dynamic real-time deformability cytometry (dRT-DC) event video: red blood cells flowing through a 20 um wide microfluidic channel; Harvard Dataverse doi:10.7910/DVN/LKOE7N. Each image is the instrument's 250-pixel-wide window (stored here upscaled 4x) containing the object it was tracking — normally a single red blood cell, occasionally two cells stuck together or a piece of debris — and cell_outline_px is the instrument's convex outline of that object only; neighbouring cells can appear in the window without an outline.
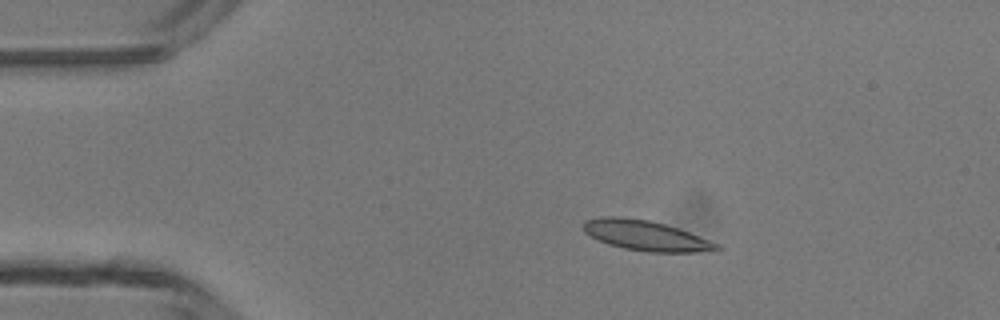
{"species": "common noctule bat (a hibernating species)", "species_latin": "Nyctalus noctula", "temperature_condition": "room temperature", "stored_images_in_passage": 4, "camera_frame_rate_fps": 3000, "um_per_image_px": 0.085, "animal": {"sex": "male", "body_mass_g": 13.3}, "frame": {"image": 1, "passage_image": 2, "time_ms": 2.0, "image_size_px": [1000, 320], "cell_outline_px": [[724, 248], [716, 252], [648, 252], [624, 248], [608, 244], [584, 232], [584, 220], [604, 216], [620, 216], [648, 220], [664, 224], [688, 232], [720, 244]], "centroid_in_image_um": [54.95, 20.03], "position_along_channel_um": 30.0, "area_um2": 23.41}}
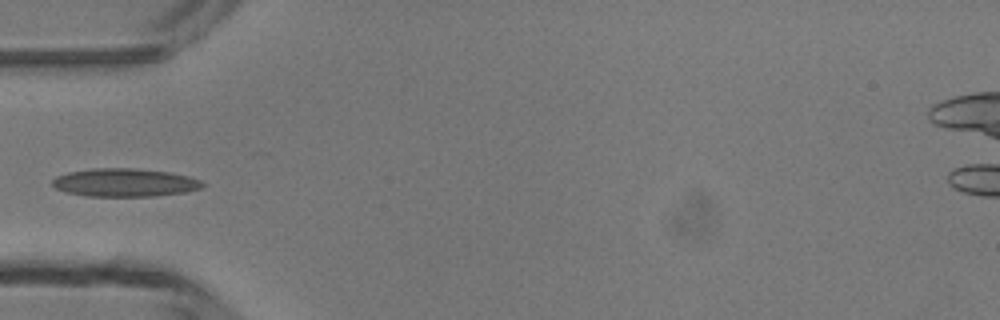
{"frame": {"image": 2, "passage_image": 4, "time_ms": 4.333, "image_size_px": [1000, 320], "cell_outline_px": [[204, 188], [184, 192], [156, 196], [88, 196], [68, 192], [56, 188], [52, 184], [52, 180], [56, 176], [68, 172], [92, 168], [136, 168], [168, 172], [188, 176], [200, 180], [204, 184]], "centroid_in_image_um": [10.61, 15.51], "position_along_channel_um": 74.4, "area_um2": 24.62}}